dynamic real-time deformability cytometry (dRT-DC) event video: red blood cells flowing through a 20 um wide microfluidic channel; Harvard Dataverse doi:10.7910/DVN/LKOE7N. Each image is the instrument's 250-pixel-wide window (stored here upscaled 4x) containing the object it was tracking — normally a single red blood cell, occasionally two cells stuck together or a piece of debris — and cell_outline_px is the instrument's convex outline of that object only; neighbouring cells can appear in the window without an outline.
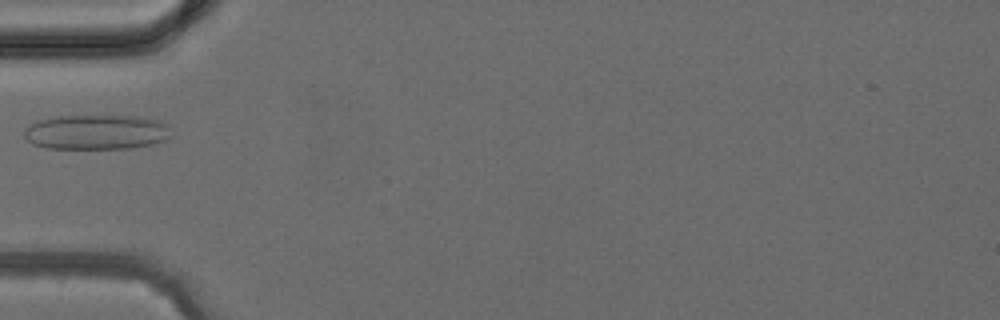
{"species": "common noctule bat (a hibernating species)", "species_latin": "Nyctalus noctula", "temperature_condition": "cold", "stored_images_in_passage": 2, "camera_frame_rate_fps": 3000, "um_per_image_px": 0.085, "animal": {"sex": "female", "body_mass_g": 24.6, "forearm_length_mm": 56.2}, "frame": {"image": 1, "passage_image": 2, "time_ms": 1.333, "image_size_px": [1000, 320], "cell_outline_px": [[172, 136], [156, 144], [132, 148], [48, 148], [32, 144], [24, 136], [24, 128], [28, 124], [36, 120], [56, 116], [136, 116], [160, 120], [168, 124]], "centroid_in_image_um": [8.21, 11.22], "position_along_channel_um": 76.8, "area_um2": 30.23}}